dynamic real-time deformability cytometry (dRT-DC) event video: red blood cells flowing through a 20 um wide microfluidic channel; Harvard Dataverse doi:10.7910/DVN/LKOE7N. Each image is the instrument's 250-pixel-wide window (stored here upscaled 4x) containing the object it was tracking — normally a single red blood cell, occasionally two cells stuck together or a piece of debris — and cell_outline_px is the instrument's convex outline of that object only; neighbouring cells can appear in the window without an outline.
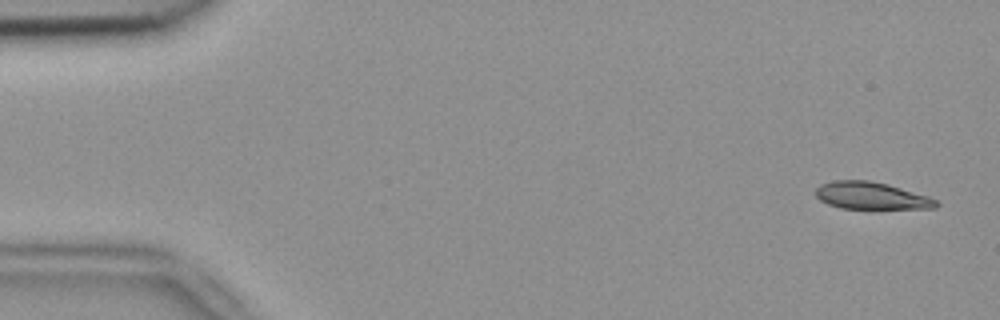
{"species": "common noctule bat (a hibernating species)", "species_latin": "Nyctalus noctula", "temperature_condition": "room temperature", "stored_images_in_passage": 4, "camera_frame_rate_fps": 3000, "um_per_image_px": 0.085, "animal": {"sex": "female", "body_mass_g": 18.4}, "frame": {"image": 1, "passage_image": 1, "time_ms": 0.0, "image_size_px": [1000, 320], "cell_outline_px": [[940, 204], [936, 208], [840, 208], [828, 204], [820, 200], [816, 196], [816, 188], [820, 184], [836, 180], [868, 180], [888, 184], [928, 196], [936, 200]], "centroid_in_image_um": [74.05, 16.63], "position_along_channel_um": 11.0, "area_um2": 18.96}}